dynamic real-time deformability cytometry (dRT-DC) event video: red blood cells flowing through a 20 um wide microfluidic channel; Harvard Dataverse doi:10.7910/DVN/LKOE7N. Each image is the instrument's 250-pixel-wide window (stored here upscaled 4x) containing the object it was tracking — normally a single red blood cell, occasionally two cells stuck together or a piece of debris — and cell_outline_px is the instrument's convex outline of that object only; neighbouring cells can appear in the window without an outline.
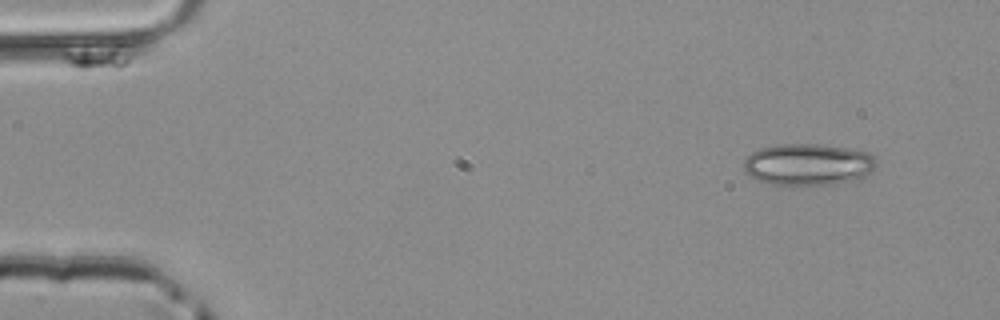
{"species": "common noctule bat (a hibernating species)", "species_latin": "Nyctalus noctula", "temperature_condition": "room temperature", "stored_images_in_passage": 47, "segment_of_instrument_passage": [1, 3], "camera_frame_rate_fps": 3000, "um_per_image_px": 0.085, "animal": {"sex": "male", "body_mass_g": 20.4}, "frame": {"image": 1, "passage_image": 1, "time_ms": 0.0, "image_size_px": [1000, 320], "cell_outline_px": [[876, 168], [860, 180], [832, 184], [764, 184], [748, 176], [744, 172], [744, 160], [752, 152], [760, 148], [776, 144], [816, 144], [844, 148], [868, 152], [876, 160]], "centroid_in_image_um": [68.66, 13.99], "position_along_channel_um": 16.3, "area_um2": 32.43}}
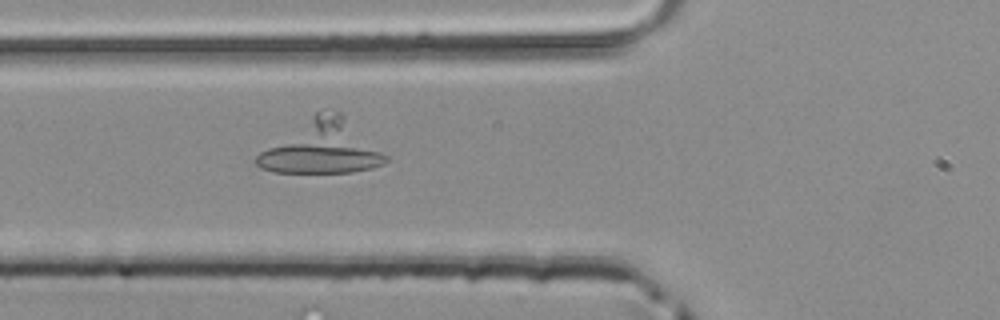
{"frame": {"image": 2, "passage_image": 15, "time_ms": 4.667, "image_size_px": [1000, 320], "cell_outline_px": [[388, 160], [384, 164], [372, 168], [352, 172], [272, 172], [260, 168], [256, 164], [256, 156], [260, 152], [316, 112], [340, 112], [388, 156]], "centroid_in_image_um": [27.39, 12.56], "position_along_channel_um": 98.4, "area_um2": 38.84}}
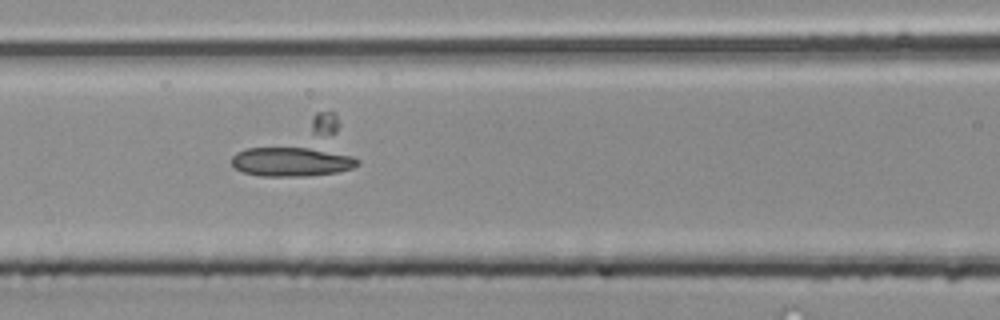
{"frame": {"image": 3, "passage_image": 18, "time_ms": 5.667, "image_size_px": [1000, 320], "cell_outline_px": [[360, 164], [352, 168], [336, 172], [304, 176], [260, 176], [244, 172], [232, 168], [232, 156], [236, 152], [316, 112], [332, 112], [340, 120], [360, 160]], "centroid_in_image_um": [25.55, 12.73], "position_along_channel_um": 141.0, "area_um2": 39.65}}